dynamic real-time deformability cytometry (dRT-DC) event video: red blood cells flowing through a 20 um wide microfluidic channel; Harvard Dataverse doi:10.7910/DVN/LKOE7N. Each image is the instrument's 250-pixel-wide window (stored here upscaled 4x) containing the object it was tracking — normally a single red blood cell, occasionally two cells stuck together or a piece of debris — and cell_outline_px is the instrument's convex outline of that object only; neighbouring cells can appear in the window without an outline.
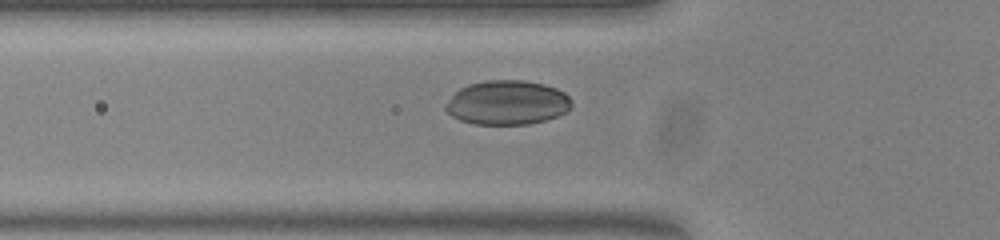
{"species": "common noctule bat (a hibernating species)", "species_latin": "Nyctalus noctula", "temperature_condition": "warm", "stored_images_in_passage": 38, "camera_frame_rate_fps": 3000, "um_per_image_px": 0.085, "animal": {"sex": "female", "body_mass_g": 23.0, "forearm_length_mm": 53.4}, "frame": {"image": 1, "passage_image": 6, "time_ms": 1.667, "image_size_px": [1000, 240], "cell_outline_px": [[572, 108], [556, 116], [544, 120], [528, 124], [476, 124], [460, 120], [452, 116], [444, 108], [444, 104], [460, 88], [468, 84], [484, 80], [524, 80], [544, 84], [556, 88], [564, 92], [572, 100]], "centroid_in_image_um": [43.11, 8.71], "position_along_channel_um": 82.7, "area_um2": 32.54}}
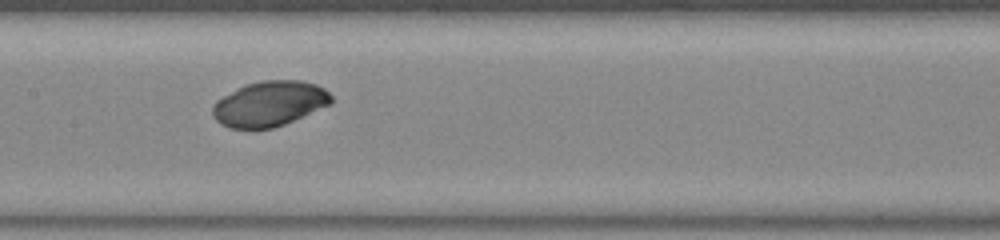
{"frame": {"image": 2, "passage_image": 14, "time_ms": 4.333, "image_size_px": [1000, 240], "cell_outline_px": [[332, 104], [284, 124], [272, 128], [228, 128], [220, 124], [212, 116], [212, 104], [216, 100], [244, 84], [264, 80], [300, 80], [316, 84], [324, 88], [332, 96]], "centroid_in_image_um": [22.89, 8.81], "position_along_channel_um": 184.5, "area_um2": 31.39}}
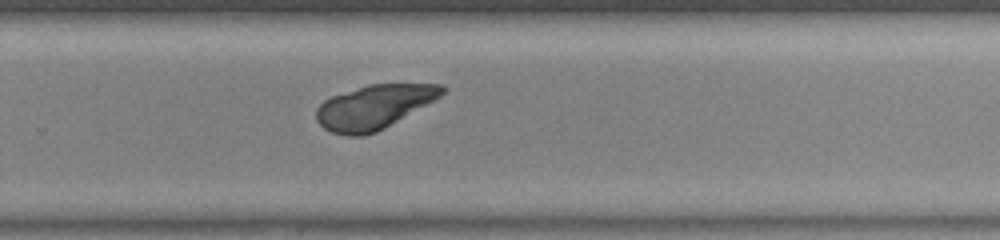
{"frame": {"image": 3, "passage_image": 23, "time_ms": 7.333, "image_size_px": [1000, 240], "cell_outline_px": [[448, 88], [440, 96], [376, 132], [364, 136], [348, 136], [332, 132], [324, 128], [316, 120], [316, 108], [324, 100], [332, 96], [368, 84], [444, 84]], "centroid_in_image_um": [31.76, 9.08], "position_along_channel_um": 298.0, "area_um2": 31.85}}